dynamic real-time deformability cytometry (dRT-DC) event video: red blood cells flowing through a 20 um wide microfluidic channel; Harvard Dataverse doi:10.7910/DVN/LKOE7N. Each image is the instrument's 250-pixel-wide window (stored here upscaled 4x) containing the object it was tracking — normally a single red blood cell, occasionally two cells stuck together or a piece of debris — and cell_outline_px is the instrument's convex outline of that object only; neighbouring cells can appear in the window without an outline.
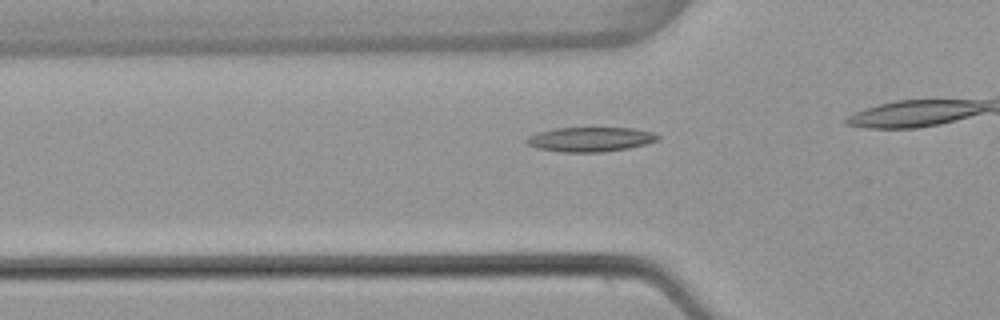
{"species": "common noctule bat (a hibernating species)", "species_latin": "Nyctalus noctula", "temperature_condition": "warm", "stored_images_in_passage": 33, "camera_frame_rate_fps": 3000, "um_per_image_px": 0.085, "animal": {"sex": "female", "body_mass_g": 22.7, "forearm_length_mm": 54.2}, "frame": {"image": 1, "passage_image": 9, "time_ms": 2.667, "image_size_px": [1000, 320], "cell_outline_px": [[660, 140], [628, 148], [600, 152], [560, 152], [536, 148], [528, 144], [524, 140], [528, 136], [536, 132], [552, 128], [632, 128], [652, 132], [660, 136]], "centroid_in_image_um": [50.13, 11.84], "position_along_channel_um": 75.7, "area_um2": 18.84}}
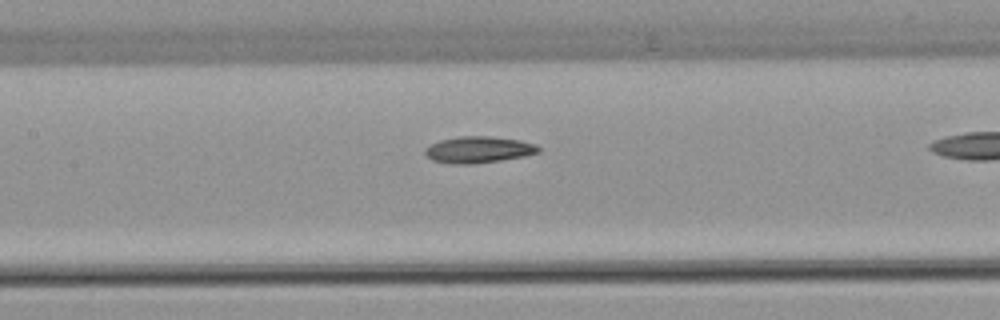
{"frame": {"image": 2, "passage_image": 16, "time_ms": 5.0, "image_size_px": [1000, 320], "cell_outline_px": [[540, 152], [524, 156], [500, 160], [472, 164], [452, 164], [432, 160], [424, 152], [424, 148], [440, 140], [460, 136], [488, 136], [520, 140], [536, 144], [540, 148]], "centroid_in_image_um": [40.68, 12.72], "position_along_channel_um": 166.7, "area_um2": 17.46}}
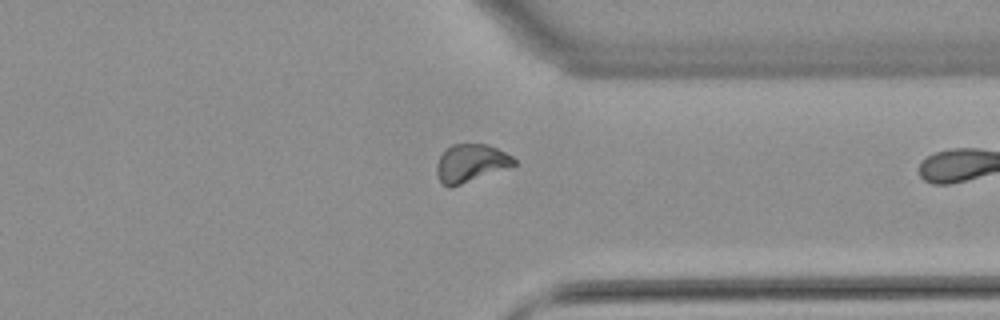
{"frame": {"image": 3, "passage_image": 32, "time_ms": 10.333, "image_size_px": [1000, 320], "cell_outline_px": [[516, 164], [452, 188], [448, 188], [440, 180], [436, 172], [436, 164], [440, 156], [452, 144], [488, 144], [512, 156], [516, 160]], "centroid_in_image_um": [39.99, 13.87], "position_along_channel_um": 371.4, "area_um2": 16.88}}